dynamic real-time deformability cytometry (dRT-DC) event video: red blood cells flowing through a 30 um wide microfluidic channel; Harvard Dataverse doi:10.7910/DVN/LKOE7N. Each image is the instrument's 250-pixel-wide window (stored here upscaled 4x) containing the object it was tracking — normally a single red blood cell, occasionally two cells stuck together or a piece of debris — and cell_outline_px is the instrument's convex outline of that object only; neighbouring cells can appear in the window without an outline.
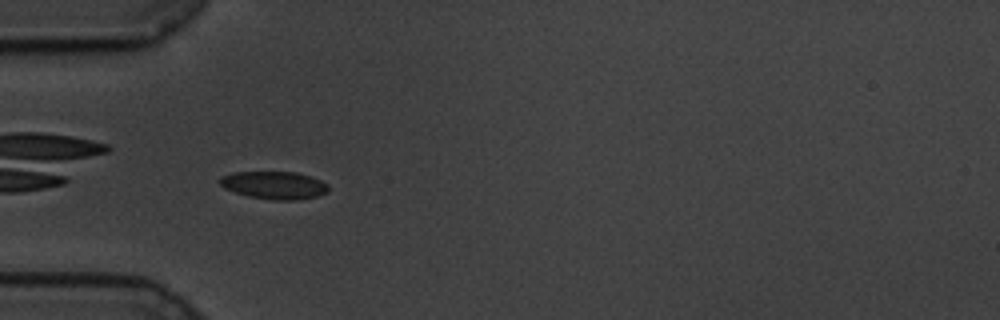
{"species": "common noctule bat (a hibernating species)", "species_latin": "Nyctalus noctula", "temperature_condition": "cold", "stored_images_in_passage": 44, "camera_frame_rate_fps": 3000, "um_per_image_px": 0.085, "animal": {"sex": "male", "body_mass_g": 19.5, "forearm_length_mm": 54.6}, "frame": {"image": 1, "passage_image": 3, "time_ms": 0.667, "image_size_px": [1000, 320], "cell_outline_px": [[328, 192], [316, 196], [296, 200], [272, 200], [248, 196], [224, 188], [220, 184], [220, 176], [232, 172], [296, 172], [312, 176], [328, 184]], "centroid_in_image_um": [23.31, 15.73], "position_along_channel_um": 61.7, "area_um2": 17.57}}
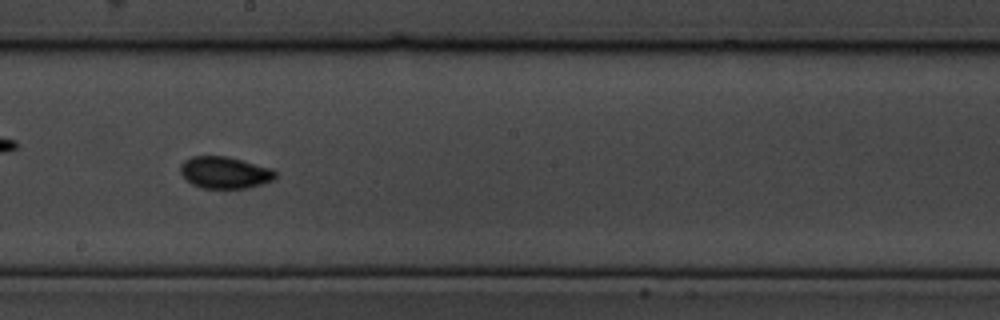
{"frame": {"image": 2, "passage_image": 18, "time_ms": 5.667, "image_size_px": [1000, 320], "cell_outline_px": [[276, 176], [272, 180], [248, 188], [200, 188], [192, 184], [180, 172], [180, 164], [184, 160], [192, 156], [228, 156], [272, 168], [276, 172]], "centroid_in_image_um": [19.1, 14.66], "position_along_channel_um": 229.1, "area_um2": 17.63}}
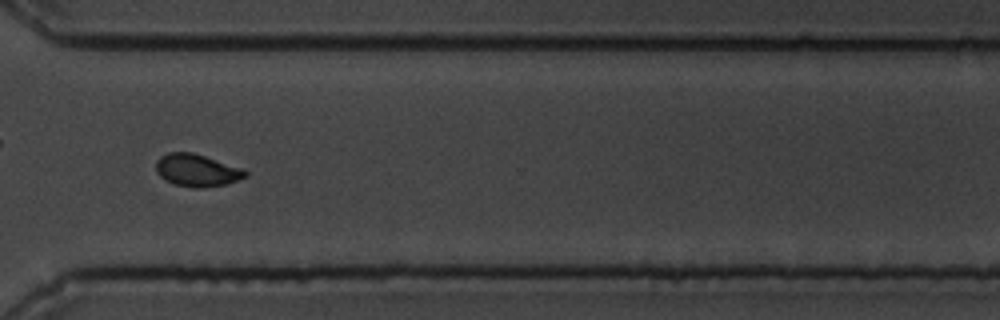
{"frame": {"image": 3, "passage_image": 29, "time_ms": 9.333, "image_size_px": [1000, 320], "cell_outline_px": [[248, 176], [224, 184], [204, 188], [192, 188], [176, 184], [160, 176], [156, 172], [156, 160], [160, 156], [168, 152], [192, 152], [244, 168], [248, 172]], "centroid_in_image_um": [16.75, 14.46], "position_along_channel_um": 353.9, "area_um2": 16.88}, "authors_computed_cell_mechanics": {"area_um2": 16.9065, "velocity_mm_per_s": 3.4012, "shape_relaxation_time_tau1_ms": 3.4137, "shape_relaxation_time_tau2_ms": 1.0266, "deformation_change_tau1": 0.1172, "deformation_change_tau2": 0.0401}}